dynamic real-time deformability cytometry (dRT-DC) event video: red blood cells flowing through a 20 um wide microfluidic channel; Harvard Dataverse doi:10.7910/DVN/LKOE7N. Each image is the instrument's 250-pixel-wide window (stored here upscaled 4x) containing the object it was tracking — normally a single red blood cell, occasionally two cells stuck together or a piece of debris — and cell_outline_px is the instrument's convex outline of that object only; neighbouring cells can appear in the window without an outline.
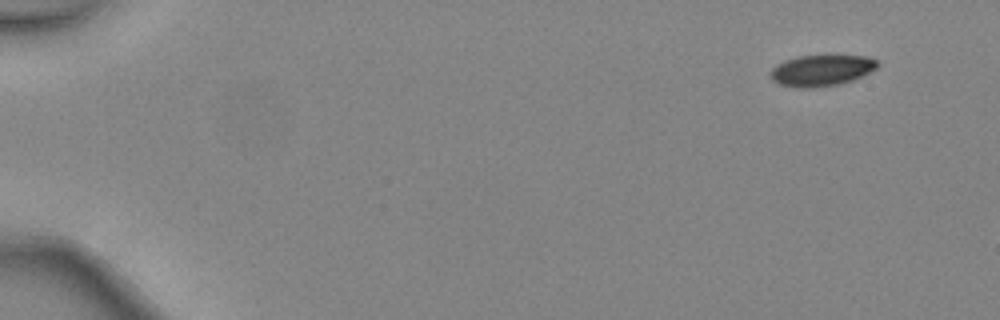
{"species": "common noctule bat (a hibernating species)", "species_latin": "Nyctalus noctula", "temperature_condition": "warm", "stored_images_in_passage": 3, "camera_frame_rate_fps": 3000, "um_per_image_px": 0.085, "animal": {"sex": "female", "body_mass_g": 24.6, "forearm_length_mm": 56.2}, "frame": {"image": 1, "passage_image": 1, "time_ms": 0.0, "image_size_px": [1000, 320], "cell_outline_px": [[880, 64], [876, 68], [852, 80], [840, 84], [812, 88], [800, 88], [780, 84], [772, 80], [768, 72], [776, 64], [784, 60], [796, 56], [864, 56], [876, 60]], "centroid_in_image_um": [69.76, 5.99], "position_along_channel_um": 15.2, "area_um2": 19.36}}